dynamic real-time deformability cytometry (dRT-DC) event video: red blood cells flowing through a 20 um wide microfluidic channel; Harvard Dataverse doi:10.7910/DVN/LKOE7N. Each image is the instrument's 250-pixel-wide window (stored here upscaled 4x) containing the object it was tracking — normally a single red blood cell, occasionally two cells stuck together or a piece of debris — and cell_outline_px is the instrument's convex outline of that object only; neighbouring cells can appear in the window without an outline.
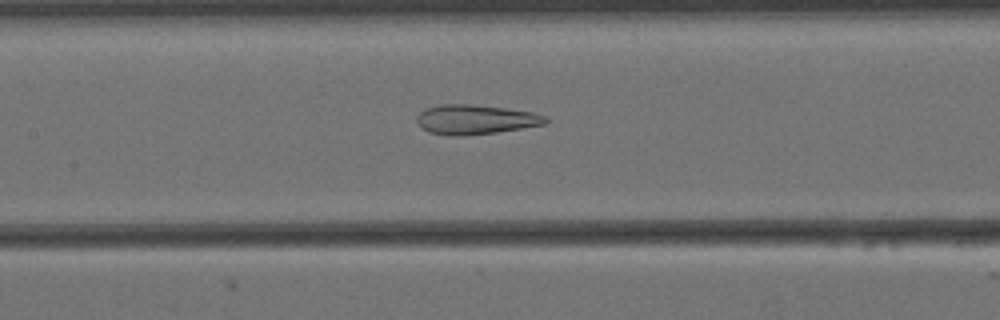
{"species": "Egyptian fruit bat (a non-hibernating species)", "species_latin": "Rousettus aegyptiacus", "temperature_condition": "cold", "stored_images_in_passage": 43, "camera_frame_rate_fps": 3000, "um_per_image_px": 0.085, "animal": {"sex": "female"}, "frame": {"image": 1, "passage_image": 21, "time_ms": 6.667, "image_size_px": [1000, 320], "cell_outline_px": [[548, 120], [544, 124], [496, 132], [464, 136], [448, 136], [428, 132], [420, 128], [416, 124], [416, 116], [420, 112], [428, 108], [440, 104], [472, 104], [504, 108], [532, 112], [544, 116]], "centroid_in_image_um": [40.32, 10.17], "position_along_channel_um": 167.1, "area_um2": 22.2}}
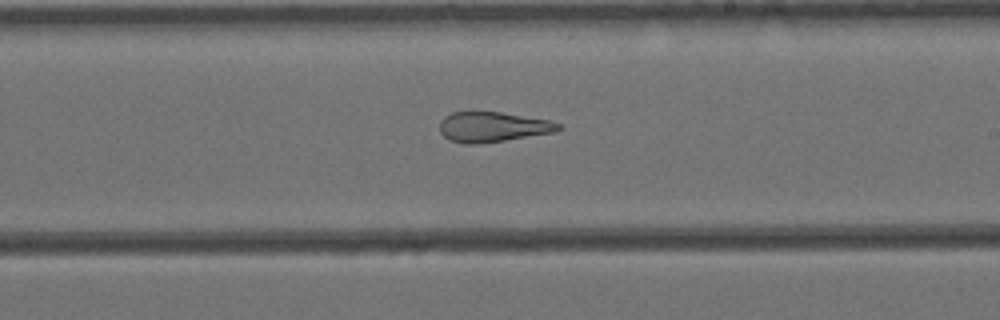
{"frame": {"image": 2, "passage_image": 28, "time_ms": 9.0, "image_size_px": [1000, 320], "cell_outline_px": [[564, 128], [556, 132], [504, 140], [476, 144], [464, 144], [452, 140], [444, 136], [440, 132], [440, 120], [444, 116], [452, 112], [500, 112], [548, 120], [560, 124]], "centroid_in_image_um": [41.88, 10.79], "position_along_channel_um": 247.1, "area_um2": 20.69}}
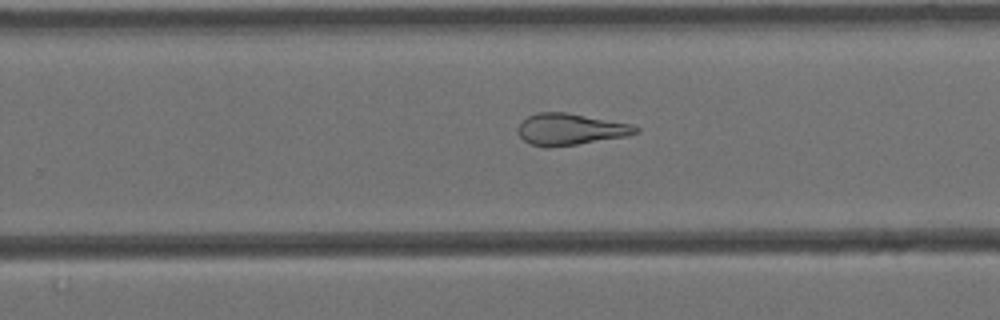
{"frame": {"image": 3, "passage_image": 31, "time_ms": 10.0, "image_size_px": [1000, 320], "cell_outline_px": [[640, 132], [628, 136], [576, 144], [548, 148], [544, 148], [532, 144], [524, 140], [520, 136], [516, 128], [528, 116], [536, 112], [568, 112], [632, 124], [640, 128]], "centroid_in_image_um": [48.5, 10.98], "position_along_channel_um": 281.3, "area_um2": 21.79}, "authors_computed_cell_mechanics": {"area_um2": 22.1952, "velocity_mm_per_s": 3.4631, "shape_relaxation_time_tau1_ms": null, "shape_relaxation_time_tau2_ms": 2.6222, "deformation_change_tau1": null, "deformation_change_tau2": 0.1295}}